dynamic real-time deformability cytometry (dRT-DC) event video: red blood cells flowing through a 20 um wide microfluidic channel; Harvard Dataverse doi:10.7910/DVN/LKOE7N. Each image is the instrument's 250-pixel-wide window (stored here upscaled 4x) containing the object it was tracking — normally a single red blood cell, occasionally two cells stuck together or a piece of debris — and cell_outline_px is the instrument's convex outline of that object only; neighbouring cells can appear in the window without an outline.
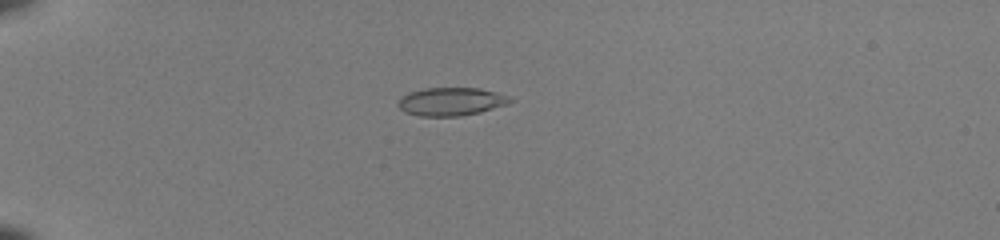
{"species": "common noctule bat (a hibernating species)", "species_latin": "Nyctalus noctula", "temperature_condition": "room temperature", "stored_images_in_passage": 37, "camera_frame_rate_fps": 3000, "um_per_image_px": 0.085, "animal": {"sex": "female", "body_mass_g": 22.0, "forearm_length_mm": 56.7}, "frame": {"image": 1, "passage_image": 1, "time_ms": 0.0, "image_size_px": [1000, 240], "cell_outline_px": [[512, 100], [508, 104], [480, 112], [460, 116], [420, 116], [404, 112], [396, 104], [400, 96], [408, 92], [424, 88], [480, 88], [496, 92], [508, 96]], "centroid_in_image_um": [38.29, 8.63], "position_along_channel_um": 46.7, "area_um2": 18.5}}
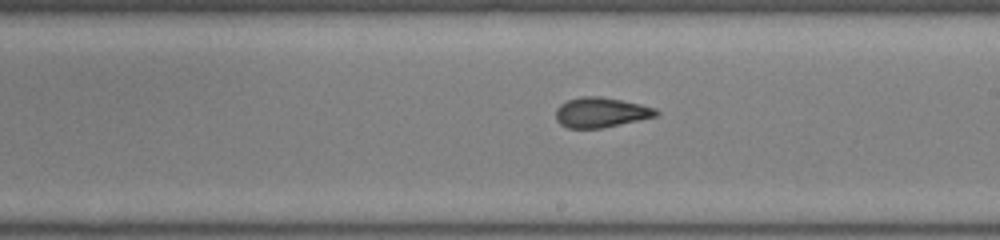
{"frame": {"image": 2, "passage_image": 18, "time_ms": 5.667, "image_size_px": [1000, 240], "cell_outline_px": [[660, 112], [656, 116], [640, 120], [604, 128], [568, 128], [560, 124], [556, 120], [556, 108], [560, 104], [568, 100], [580, 96], [600, 96], [640, 104], [656, 108]], "centroid_in_image_um": [51.07, 9.56], "position_along_channel_um": 237.9, "area_um2": 17.63}}
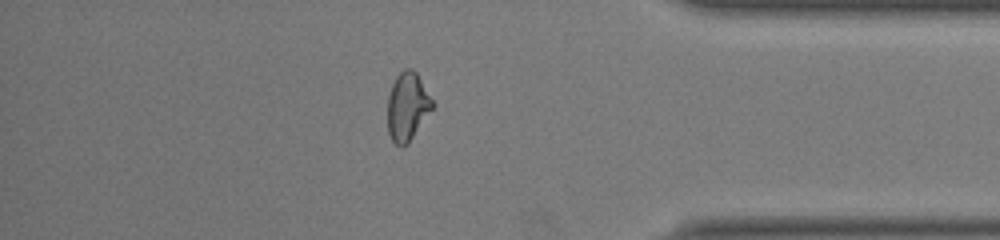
{"frame": {"image": 3, "passage_image": 31, "time_ms": 10.0, "image_size_px": [1000, 240], "cell_outline_px": [[436, 104], [408, 144], [404, 148], [400, 148], [392, 140], [388, 132], [388, 96], [392, 84], [396, 76], [404, 68], [412, 68], [416, 72]], "centroid_in_image_um": [34.64, 9.07], "position_along_channel_um": 400.6, "area_um2": 18.09}, "authors_computed_cell_mechanics": {"area_um2": 18.0336, "velocity_mm_per_s": 4.1156, "shape_relaxation_time_tau1_ms": null, "shape_relaxation_time_tau2_ms": 1.014, "deformation_change_tau1": null, "deformation_change_tau2": 0.0635}}